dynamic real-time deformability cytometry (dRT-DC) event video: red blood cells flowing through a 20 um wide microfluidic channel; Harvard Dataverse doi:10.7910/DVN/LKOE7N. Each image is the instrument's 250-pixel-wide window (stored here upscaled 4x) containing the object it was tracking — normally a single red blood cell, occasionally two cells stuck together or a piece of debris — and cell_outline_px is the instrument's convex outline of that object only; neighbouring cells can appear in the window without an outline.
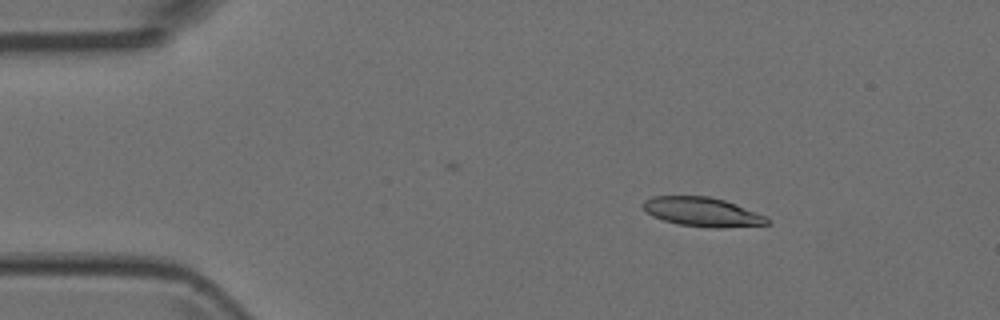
{"species": "Egyptian fruit bat (a non-hibernating species)", "species_latin": "Rousettus aegyptiacus", "temperature_condition": "room temperature", "stored_images_in_passage": 4, "camera_frame_rate_fps": 3000, "um_per_image_px": 0.085, "animal": {"sex": "female"}, "frame": {"image": 1, "passage_image": 2, "time_ms": 0.333, "image_size_px": [1000, 320], "cell_outline_px": [[772, 224], [724, 228], [708, 228], [680, 224], [664, 220], [652, 216], [640, 204], [644, 200], [652, 196], [708, 196], [724, 200], [736, 204], [764, 216]], "centroid_in_image_um": [59.68, 18.02], "position_along_channel_um": 25.3, "area_um2": 21.04}}
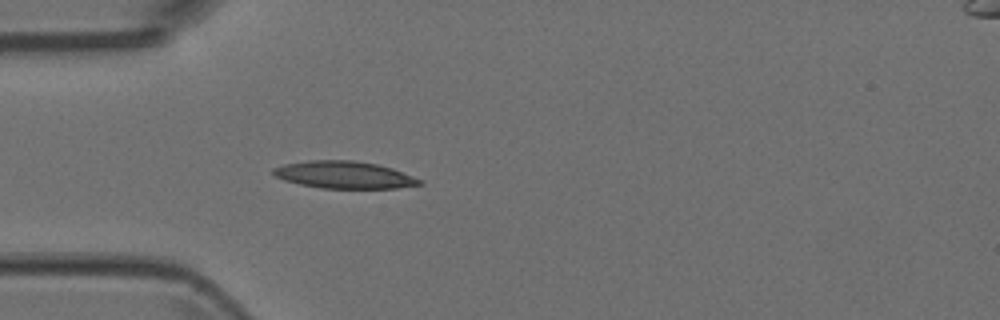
{"frame": {"image": 2, "passage_image": 4, "time_ms": 1.0, "image_size_px": [1000, 320], "cell_outline_px": [[424, 184], [396, 188], [320, 188], [300, 184], [284, 180], [276, 176], [272, 172], [272, 168], [284, 164], [308, 160], [352, 160], [376, 164], [392, 168], [424, 180]], "centroid_in_image_um": [29.27, 14.86], "position_along_channel_um": 55.7, "area_um2": 23.24}}